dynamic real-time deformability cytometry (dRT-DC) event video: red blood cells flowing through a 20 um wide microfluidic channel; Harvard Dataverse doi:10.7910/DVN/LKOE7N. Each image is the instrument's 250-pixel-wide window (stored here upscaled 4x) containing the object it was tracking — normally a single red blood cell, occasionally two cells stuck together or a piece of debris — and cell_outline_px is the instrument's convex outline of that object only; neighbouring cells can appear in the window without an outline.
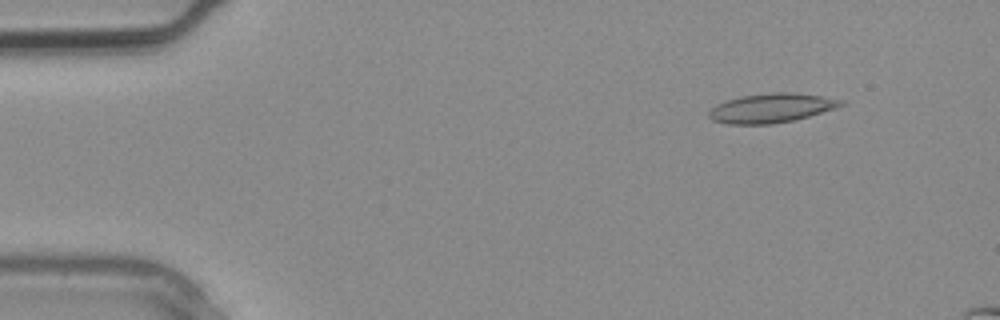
{"species": "common noctule bat (a hibernating species)", "species_latin": "Nyctalus noctula", "temperature_condition": "warm", "stored_images_in_passage": 3, "camera_frame_rate_fps": 3000, "um_per_image_px": 0.085, "animal": {"sex": "male", "body_mass_g": 20.4}, "frame": {"image": 1, "passage_image": 1, "time_ms": 0.0, "image_size_px": [1000, 320], "cell_outline_px": [[848, 104], [836, 108], [808, 116], [792, 120], [772, 124], [728, 124], [712, 120], [708, 116], [708, 112], [716, 104], [740, 96], [772, 92], [792, 92], [820, 96], [844, 100]], "centroid_in_image_um": [65.57, 9.18], "position_along_channel_um": 19.4, "area_um2": 22.48}}